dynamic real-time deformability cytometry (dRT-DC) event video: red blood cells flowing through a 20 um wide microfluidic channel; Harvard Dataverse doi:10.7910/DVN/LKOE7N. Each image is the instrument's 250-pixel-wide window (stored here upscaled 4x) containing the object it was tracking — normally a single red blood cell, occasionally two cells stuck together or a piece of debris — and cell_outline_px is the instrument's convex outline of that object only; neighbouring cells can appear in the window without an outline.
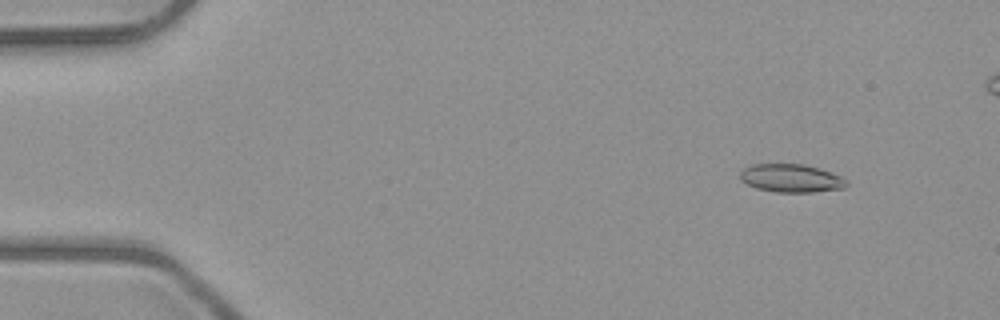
{"species": "common noctule bat (a hibernating species)", "species_latin": "Nyctalus noctula", "temperature_condition": "room temperature", "stored_images_in_passage": 4, "camera_frame_rate_fps": 3000, "um_per_image_px": 0.085, "animal": {"sex": "male", "body_mass_g": 23.1, "forearm_length_mm": 52.7}, "frame": {"image": 1, "passage_image": 1, "time_ms": 0.0, "image_size_px": [1000, 320], "cell_outline_px": [[848, 184], [844, 188], [812, 192], [776, 192], [756, 188], [740, 180], [740, 172], [744, 168], [752, 164], [804, 164], [820, 168], [840, 176], [848, 180]], "centroid_in_image_um": [67.25, 15.14], "position_along_channel_um": 17.7, "area_um2": 17.51}}